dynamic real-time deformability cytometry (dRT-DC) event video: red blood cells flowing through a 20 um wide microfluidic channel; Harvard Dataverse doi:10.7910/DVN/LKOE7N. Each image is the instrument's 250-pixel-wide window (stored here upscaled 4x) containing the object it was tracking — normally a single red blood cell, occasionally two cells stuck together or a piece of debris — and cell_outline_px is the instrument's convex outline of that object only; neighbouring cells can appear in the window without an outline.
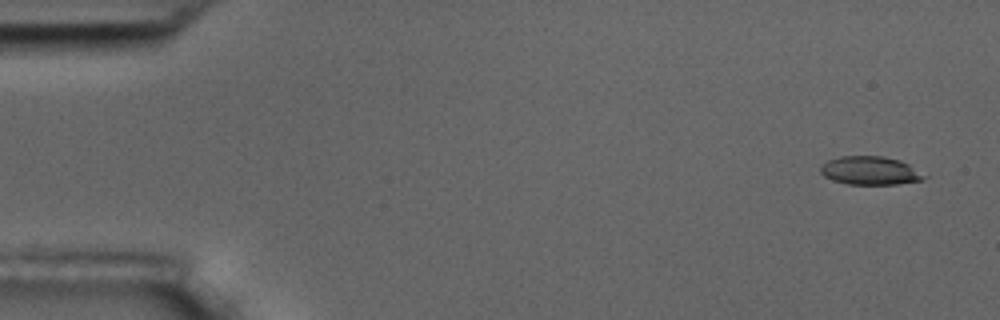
{"species": "common noctule bat (a hibernating species)", "species_latin": "Nyctalus noctula", "temperature_condition": "room temperature", "stored_images_in_passage": 5, "camera_frame_rate_fps": 3000, "um_per_image_px": 0.085, "animal": {"sex": "male", "body_mass_g": 17.5, "forearm_length_mm": 52.3}, "frame": {"image": 1, "passage_image": 1, "time_ms": 0.0, "image_size_px": [1000, 320], "cell_outline_px": [[928, 176], [920, 180], [896, 184], [848, 184], [832, 180], [824, 176], [820, 172], [820, 164], [828, 160], [840, 156], [880, 156], [900, 160], [908, 164]], "centroid_in_image_um": [73.92, 14.5], "position_along_channel_um": 11.1, "area_um2": 17.11}}
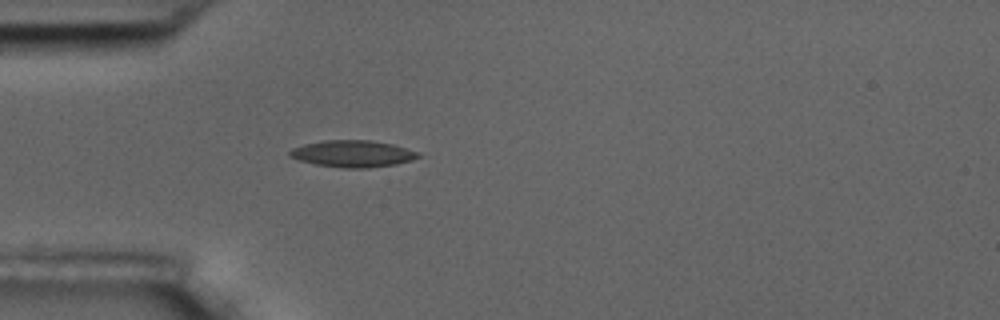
{"frame": {"image": 2, "passage_image": 5, "time_ms": 4.667, "image_size_px": [1000, 320], "cell_outline_px": [[420, 156], [412, 160], [396, 164], [368, 168], [344, 168], [316, 164], [300, 160], [288, 156], [288, 152], [292, 148], [304, 144], [324, 140], [372, 140], [392, 144], [416, 152]], "centroid_in_image_um": [29.94, 13.06], "position_along_channel_um": 55.1, "area_um2": 19.88}}